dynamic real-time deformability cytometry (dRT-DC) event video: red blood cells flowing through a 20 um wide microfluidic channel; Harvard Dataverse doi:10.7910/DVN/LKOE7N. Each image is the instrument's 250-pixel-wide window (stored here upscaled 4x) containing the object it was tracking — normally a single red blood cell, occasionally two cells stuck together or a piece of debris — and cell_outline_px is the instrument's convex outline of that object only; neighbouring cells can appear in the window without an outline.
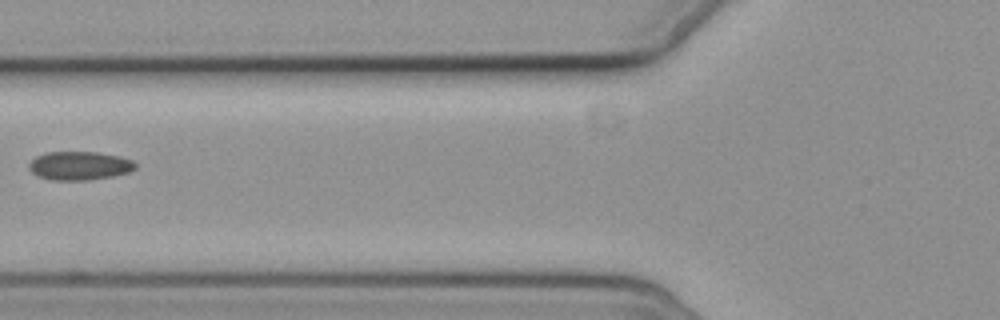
{"species": "common noctule bat (a hibernating species)", "species_latin": "Nyctalus noctula", "temperature_condition": "cold", "stored_images_in_passage": 5, "camera_frame_rate_fps": 3000, "um_per_image_px": 0.085, "animal": {"sex": "female", "body_mass_g": 19.3, "forearm_length_mm": 54.1}, "frame": {"image": 1, "passage_image": 5, "time_ms": 4.667, "image_size_px": [1000, 320], "cell_outline_px": [[136, 168], [128, 172], [112, 176], [88, 180], [52, 180], [40, 176], [32, 172], [28, 168], [28, 164], [36, 156], [44, 152], [96, 152], [120, 156], [132, 160], [136, 164]], "centroid_in_image_um": [6.75, 14.08], "position_along_channel_um": 119.1, "area_um2": 17.69}}